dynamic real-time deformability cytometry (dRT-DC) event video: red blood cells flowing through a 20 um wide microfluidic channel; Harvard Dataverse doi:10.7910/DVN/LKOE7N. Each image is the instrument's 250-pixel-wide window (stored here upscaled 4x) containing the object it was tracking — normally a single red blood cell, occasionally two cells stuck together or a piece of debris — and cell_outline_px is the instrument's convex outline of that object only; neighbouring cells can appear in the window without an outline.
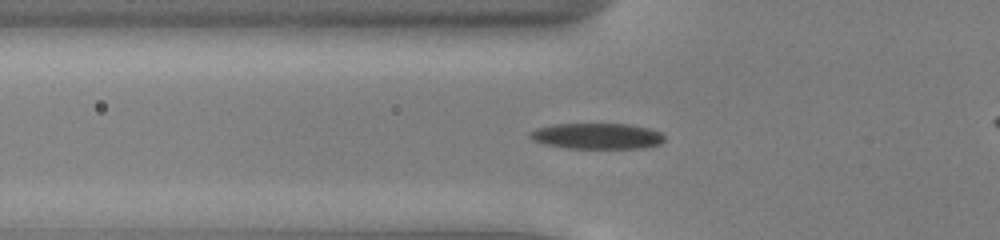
{"species": "common noctule bat (a hibernating species)", "species_latin": "Nyctalus noctula", "temperature_condition": "cold", "stored_images_in_passage": 39, "camera_frame_rate_fps": 3000, "um_per_image_px": 0.085, "animal": {"sex": "male", "body_mass_g": 13.0, "forearm_length_mm": 53.1}, "frame": {"image": 1, "passage_image": 12, "time_ms": 3.667, "image_size_px": [1000, 240], "cell_outline_px": [[664, 140], [660, 144], [640, 148], [568, 148], [544, 144], [532, 140], [528, 136], [528, 132], [536, 128], [552, 124], [628, 124], [652, 128], [660, 132], [664, 136]], "centroid_in_image_um": [50.72, 11.56], "position_along_channel_um": 75.1, "area_um2": 20.4}}
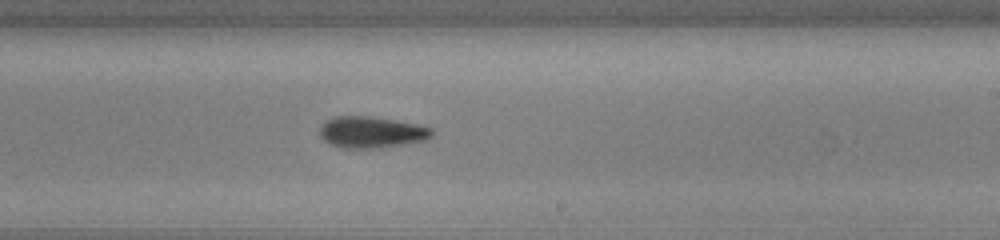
{"frame": {"image": 2, "passage_image": 26, "time_ms": 8.333, "image_size_px": [1000, 240], "cell_outline_px": [[432, 136], [428, 140], [380, 148], [340, 148], [324, 140], [320, 136], [320, 128], [328, 120], [336, 116], [368, 116], [396, 120], [416, 124], [432, 128]], "centroid_in_image_um": [31.6, 11.24], "position_along_channel_um": 257.4, "area_um2": 20.46}}
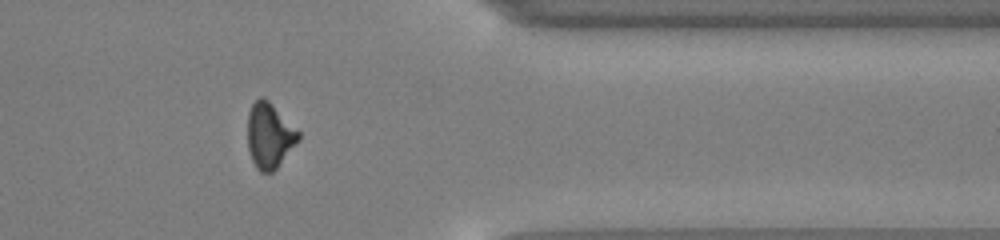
{"frame": {"image": 3, "passage_image": 37, "time_ms": 12.0, "image_size_px": [1000, 240], "cell_outline_px": [[300, 140], [276, 168], [272, 172], [260, 172], [256, 168], [252, 160], [248, 148], [248, 112], [252, 104], [260, 96], [264, 96], [300, 132]], "centroid_in_image_um": [22.9, 11.52], "position_along_channel_um": 388.5, "area_um2": 19.31}, "authors_computed_cell_mechanics": {"area_um2": 19.7098, "velocity_mm_per_s": 3.9141, "shape_relaxation_time_tau1_ms": 2.4828, "shape_relaxation_time_tau2_ms": 2.0842, "deformation_change_tau1": 0.1275, "deformation_change_tau2": 0.1031}}